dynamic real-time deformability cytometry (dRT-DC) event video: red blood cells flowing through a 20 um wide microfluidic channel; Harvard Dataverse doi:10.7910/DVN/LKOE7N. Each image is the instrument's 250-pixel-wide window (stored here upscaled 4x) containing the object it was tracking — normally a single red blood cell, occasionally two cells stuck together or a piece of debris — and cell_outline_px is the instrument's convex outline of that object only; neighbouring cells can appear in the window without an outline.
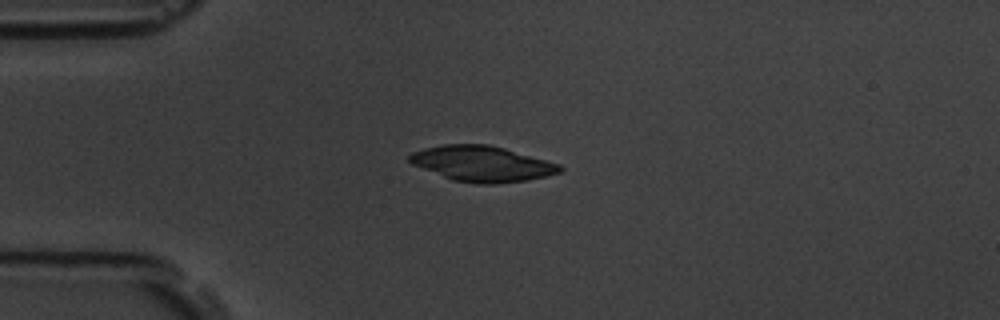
{"species": "common noctule bat (a hibernating species)", "species_latin": "Nyctalus noctula", "temperature_condition": "room temperature", "stored_images_in_passage": 7, "camera_frame_rate_fps": 3000, "um_per_image_px": 0.085, "animal": {"sex": "male", "body_mass_g": 19.5, "forearm_length_mm": 54.6}, "frame": {"image": 1, "passage_image": 3, "time_ms": 2.333, "image_size_px": [1000, 320], "cell_outline_px": [[564, 168], [560, 172], [548, 176], [528, 180], [496, 184], [476, 184], [452, 180], [412, 164], [408, 160], [408, 156], [412, 152], [424, 148], [444, 144], [488, 144], [504, 148], [560, 164]], "centroid_in_image_um": [40.98, 13.92], "position_along_channel_um": 44.0, "area_um2": 31.21}}